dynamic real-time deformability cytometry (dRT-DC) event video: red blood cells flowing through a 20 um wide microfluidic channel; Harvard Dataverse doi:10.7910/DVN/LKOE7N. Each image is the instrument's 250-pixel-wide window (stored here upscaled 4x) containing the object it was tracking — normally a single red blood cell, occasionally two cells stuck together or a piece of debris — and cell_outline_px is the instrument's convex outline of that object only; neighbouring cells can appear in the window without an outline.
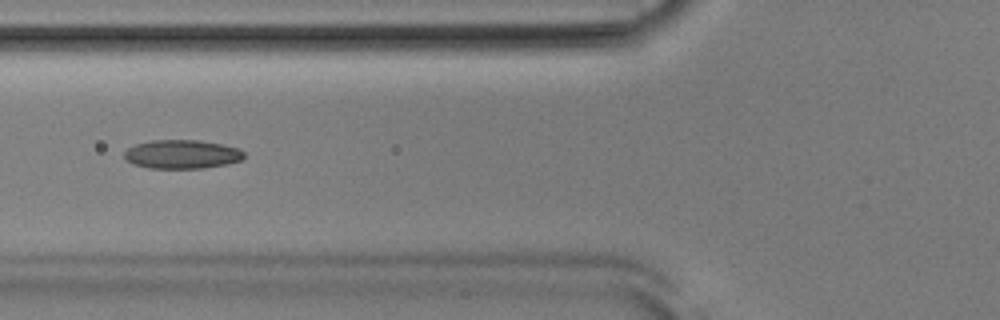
{"species": "Egyptian fruit bat (a non-hibernating species)", "species_latin": "Rousettus aegyptiacus", "temperature_condition": "room temperature", "stored_images_in_passage": 36, "camera_frame_rate_fps": 3000, "um_per_image_px": 0.085, "animal": {"sex": "male"}, "frame": {"image": 1, "passage_image": 4, "time_ms": 1.0, "image_size_px": [1000, 320], "cell_outline_px": [[244, 156], [240, 160], [228, 164], [204, 168], [148, 168], [132, 164], [124, 156], [124, 152], [128, 148], [136, 144], [152, 140], [200, 140], [240, 148], [244, 152]], "centroid_in_image_um": [15.47, 13.11], "position_along_channel_um": 110.3, "area_um2": 20.11}}
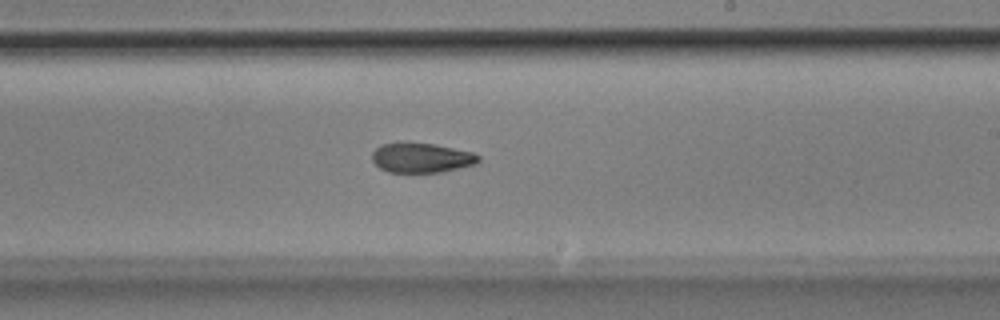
{"frame": {"image": 2, "passage_image": 15, "time_ms": 4.667, "image_size_px": [1000, 320], "cell_outline_px": [[480, 160], [476, 164], [440, 172], [388, 172], [380, 168], [372, 160], [372, 152], [380, 144], [432, 144], [472, 152], [480, 156]], "centroid_in_image_um": [35.83, 13.43], "position_along_channel_um": 253.2, "area_um2": 17.98}}
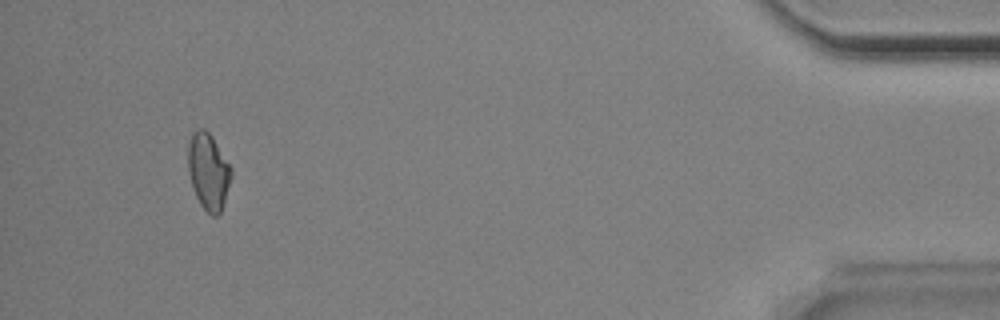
{"frame": {"image": 3, "passage_image": 33, "time_ms": 10.667, "image_size_px": [1000, 320], "cell_outline_px": [[232, 176], [220, 212], [216, 216], [212, 216], [200, 204], [196, 196], [188, 172], [188, 144], [192, 132], [196, 128], [204, 128], [212, 136], [232, 168]], "centroid_in_image_um": [17.7, 14.53], "position_along_channel_um": 417.5, "area_um2": 19.13}, "authors_computed_cell_mechanics": {"area_um2": 19.2185, "velocity_mm_per_s": 3.9021, "shape_relaxation_time_tau1_ms": null, "shape_relaxation_time_tau2_ms": 5.1143, "deformation_change_tau1": null, "deformation_change_tau2": 0.1069}}